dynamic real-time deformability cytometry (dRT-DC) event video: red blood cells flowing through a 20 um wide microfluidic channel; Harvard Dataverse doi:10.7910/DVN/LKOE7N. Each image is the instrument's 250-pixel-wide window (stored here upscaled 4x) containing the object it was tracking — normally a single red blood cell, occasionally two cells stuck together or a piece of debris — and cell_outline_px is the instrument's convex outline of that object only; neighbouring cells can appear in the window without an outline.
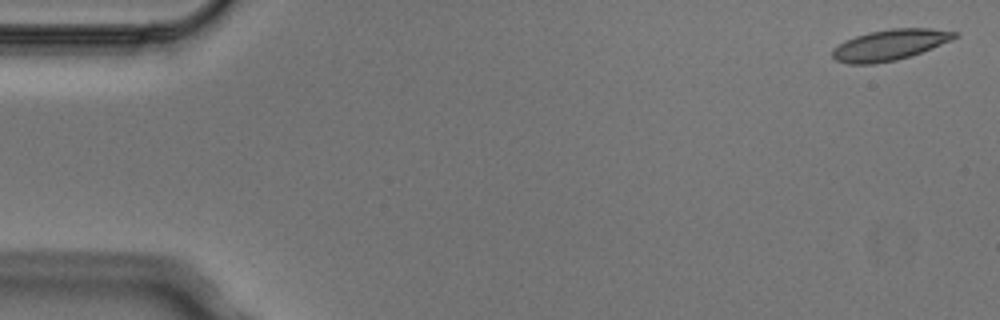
{"species": "Egyptian fruit bat (a non-hibernating species)", "species_latin": "Rousettus aegyptiacus", "temperature_condition": "cold", "stored_images_in_passage": 3, "segment_of_instrument_passage": [2, 2], "camera_frame_rate_fps": 3000, "um_per_image_px": 0.085, "animal": {"sex": "male"}, "frame": {"image": 1, "passage_image": 3, "time_ms": 0.667, "image_size_px": [1000, 320], "cell_outline_px": [[960, 36], [952, 40], [912, 56], [896, 60], [876, 64], [848, 64], [836, 60], [832, 56], [832, 48], [844, 40], [868, 32], [892, 28], [932, 28], [956, 32]], "centroid_in_image_um": [75.63, 3.82], "position_along_channel_um": 9.4, "area_um2": 22.2}}